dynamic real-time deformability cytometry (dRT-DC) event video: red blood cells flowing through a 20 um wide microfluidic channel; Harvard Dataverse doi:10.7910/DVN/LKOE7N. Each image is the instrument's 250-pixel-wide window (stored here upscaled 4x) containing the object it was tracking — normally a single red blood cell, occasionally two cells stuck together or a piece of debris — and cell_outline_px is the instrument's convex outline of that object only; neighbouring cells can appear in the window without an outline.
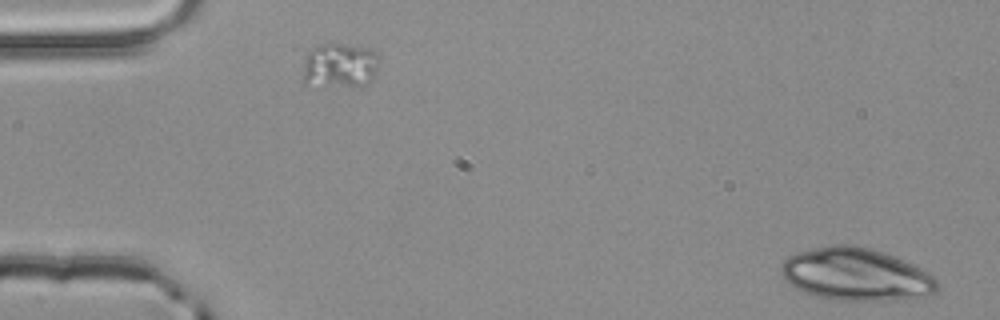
{"species": "common noctule bat (a hibernating species)", "species_latin": "Nyctalus noctula", "temperature_condition": "room temperature", "stored_images_in_passage": 3, "camera_frame_rate_fps": 3000, "um_per_image_px": 0.085, "animal": {"sex": "male", "body_mass_g": 20.4}, "frame": {"image": 1, "passage_image": 1, "time_ms": 0.0, "image_size_px": [1000, 320], "cell_outline_px": [[940, 284], [936, 292], [924, 296], [904, 300], [836, 300], [816, 296], [796, 288], [784, 280], [780, 272], [780, 268], [784, 260], [788, 256], [796, 252], [832, 244], [852, 244], [884, 252], [932, 276]], "centroid_in_image_um": [72.7, 23.33], "position_along_channel_um": 12.3, "area_um2": 47.51}}